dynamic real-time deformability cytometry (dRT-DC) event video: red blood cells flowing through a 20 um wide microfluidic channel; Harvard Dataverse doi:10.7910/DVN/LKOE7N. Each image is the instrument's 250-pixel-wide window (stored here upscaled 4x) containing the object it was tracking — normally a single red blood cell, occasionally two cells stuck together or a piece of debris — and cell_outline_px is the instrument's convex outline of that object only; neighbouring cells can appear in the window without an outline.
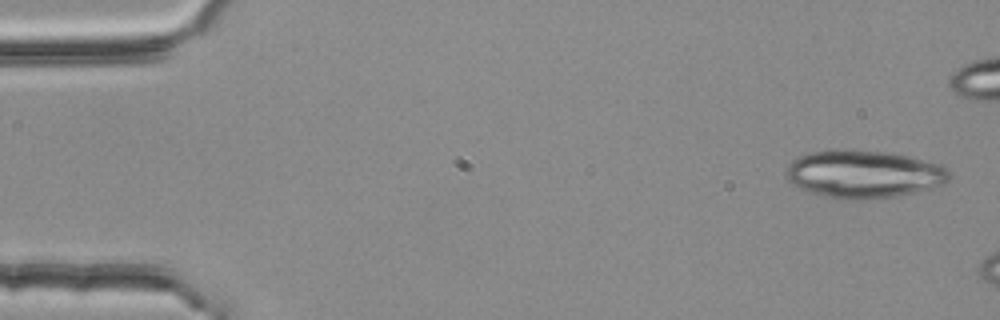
{"species": "common noctule bat (a hibernating species)", "species_latin": "Nyctalus noctula", "temperature_condition": "room temperature", "stored_images_in_passage": 4, "camera_frame_rate_fps": 3000, "um_per_image_px": 0.085, "animal": {"sex": "female", "body_mass_g": 25.1}, "frame": {"image": 1, "passage_image": 1, "time_ms": 0.0, "image_size_px": [1000, 320], "cell_outline_px": [[952, 176], [948, 180], [940, 184], [916, 192], [896, 196], [860, 200], [840, 200], [804, 192], [792, 184], [788, 180], [784, 172], [784, 168], [796, 156], [812, 152], [832, 148], [844, 148], [888, 152], [912, 156], [940, 164]], "centroid_in_image_um": [73.32, 14.78], "position_along_channel_um": 11.7, "area_um2": 46.47}}